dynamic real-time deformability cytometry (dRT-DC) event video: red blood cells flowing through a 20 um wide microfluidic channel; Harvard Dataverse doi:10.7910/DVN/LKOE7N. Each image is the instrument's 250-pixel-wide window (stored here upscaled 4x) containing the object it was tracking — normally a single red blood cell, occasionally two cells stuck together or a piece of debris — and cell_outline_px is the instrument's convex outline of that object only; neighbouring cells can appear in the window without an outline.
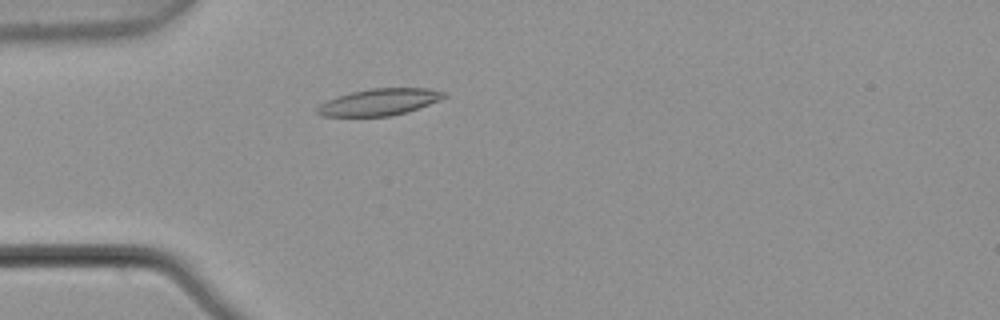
{"species": "common noctule bat (a hibernating species)", "species_latin": "Nyctalus noctula", "temperature_condition": "warm", "stored_images_in_passage": 4, "camera_frame_rate_fps": 3000, "um_per_image_px": 0.085, "animal": {"sex": "male", "body_mass_g": 21.5, "forearm_length_mm": 52.0}, "frame": {"image": 1, "passage_image": 4, "time_ms": 1.0, "image_size_px": [1000, 320], "cell_outline_px": [[448, 96], [440, 100], [408, 112], [388, 116], [320, 116], [316, 112], [316, 108], [320, 104], [336, 96], [352, 92], [372, 88], [428, 88], [448, 92]], "centroid_in_image_um": [32.28, 8.67], "position_along_channel_um": 52.7, "area_um2": 19.83}}